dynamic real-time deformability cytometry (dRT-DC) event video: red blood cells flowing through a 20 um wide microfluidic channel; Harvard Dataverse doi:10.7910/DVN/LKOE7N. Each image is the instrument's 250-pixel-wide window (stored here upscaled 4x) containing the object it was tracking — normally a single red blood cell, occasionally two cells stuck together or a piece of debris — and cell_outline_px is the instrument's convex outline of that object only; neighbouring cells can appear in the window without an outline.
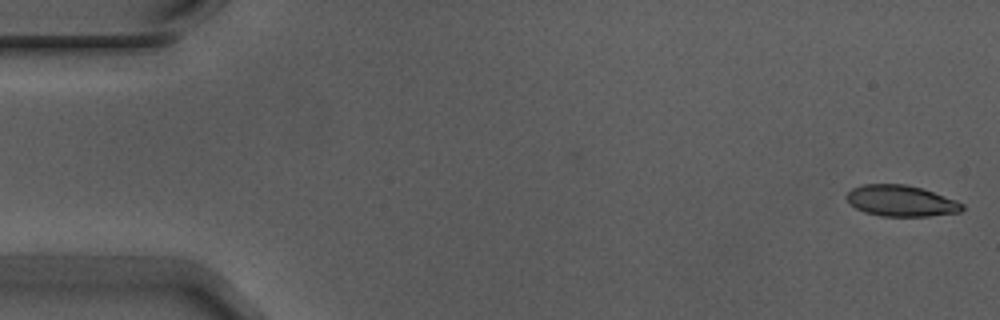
{"species": "Egyptian fruit bat (a non-hibernating species)", "species_latin": "Rousettus aegyptiacus", "temperature_condition": "warm", "stored_images_in_passage": 50, "camera_frame_rate_fps": 3000, "um_per_image_px": 0.085, "animal": {"sex": "male"}, "frame": {"image": 1, "passage_image": 1, "time_ms": 0.0, "image_size_px": [1000, 320], "cell_outline_px": [[964, 208], [960, 212], [928, 216], [884, 216], [864, 212], [856, 208], [844, 196], [852, 188], [864, 184], [904, 184], [920, 188], [956, 200], [964, 204]], "centroid_in_image_um": [76.58, 17.07], "position_along_channel_um": 8.4, "area_um2": 20.75}}
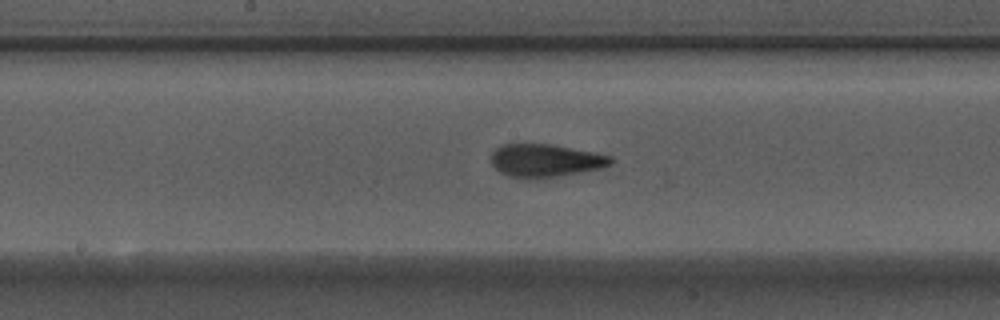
{"frame": {"image": 2, "passage_image": 28, "time_ms": 9.0, "image_size_px": [1000, 320], "cell_outline_px": [[612, 164], [600, 168], [560, 176], [532, 180], [524, 180], [508, 176], [500, 172], [492, 164], [492, 152], [500, 144], [552, 144], [596, 152], [612, 156]], "centroid_in_image_um": [46.35, 13.66], "position_along_channel_um": 201.9, "area_um2": 23.35}}
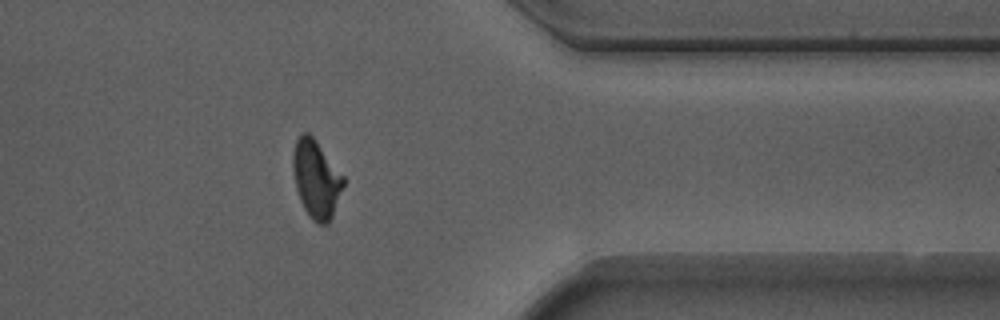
{"frame": {"image": 3, "passage_image": 44, "time_ms": 14.333, "image_size_px": [1000, 320], "cell_outline_px": [[344, 184], [332, 216], [328, 224], [316, 224], [312, 220], [304, 208], [300, 200], [296, 188], [292, 168], [292, 156], [296, 140], [300, 132], [308, 132], [316, 140], [344, 176]], "centroid_in_image_um": [26.86, 15.2], "position_along_channel_um": 384.5, "area_um2": 22.89}, "authors_computed_cell_mechanics": {"area_um2": 22.3686, "velocity_mm_per_s": 3.7235, "shape_relaxation_time_tau1_ms": 5.31, "shape_relaxation_time_tau2_ms": 1.4142, "deformation_change_tau1": 0.1805, "deformation_change_tau2": 0.0855}}